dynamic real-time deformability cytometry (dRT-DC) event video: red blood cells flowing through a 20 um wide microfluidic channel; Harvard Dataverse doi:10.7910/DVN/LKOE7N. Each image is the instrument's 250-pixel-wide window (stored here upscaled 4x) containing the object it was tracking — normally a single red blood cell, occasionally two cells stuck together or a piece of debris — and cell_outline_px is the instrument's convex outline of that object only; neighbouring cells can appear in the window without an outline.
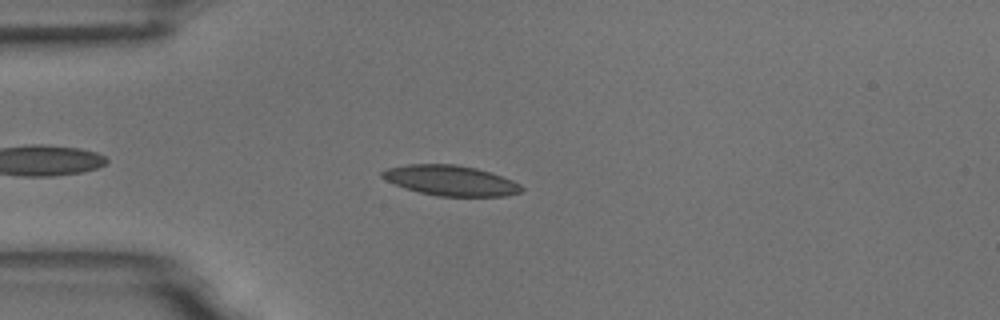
{"species": "common noctule bat (a hibernating species)", "species_latin": "Nyctalus noctula", "temperature_condition": "room temperature", "stored_images_in_passage": 41, "camera_frame_rate_fps": 3000, "um_per_image_px": 0.085, "animal": {"sex": "male", "body_mass_g": 18.8}, "frame": {"image": 1, "passage_image": 4, "time_ms": 1.0, "image_size_px": [1000, 320], "cell_outline_px": [[524, 188], [520, 192], [504, 196], [436, 196], [404, 188], [380, 176], [380, 172], [388, 168], [408, 164], [456, 164], [476, 168], [512, 180], [520, 184]], "centroid_in_image_um": [38.29, 15.34], "position_along_channel_um": 46.7, "area_um2": 24.33}}
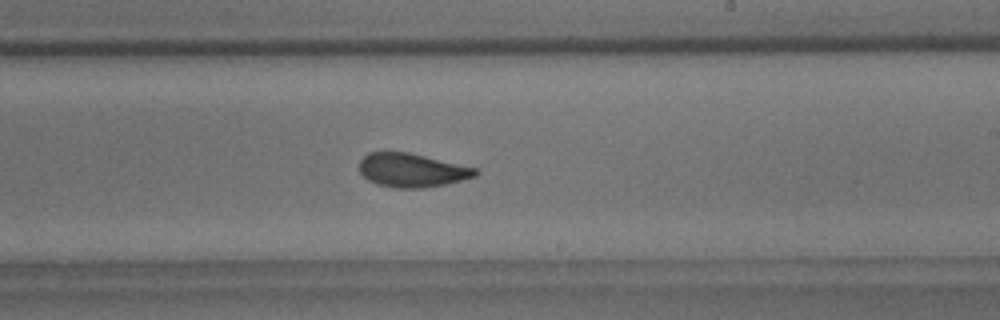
{"frame": {"image": 2, "passage_image": 22, "time_ms": 7.0, "image_size_px": [1000, 320], "cell_outline_px": [[480, 172], [476, 176], [444, 184], [424, 188], [396, 188], [376, 184], [368, 180], [360, 172], [360, 160], [368, 152], [408, 152], [476, 168]], "centroid_in_image_um": [34.99, 14.47], "position_along_channel_um": 254.0, "area_um2": 22.66}}
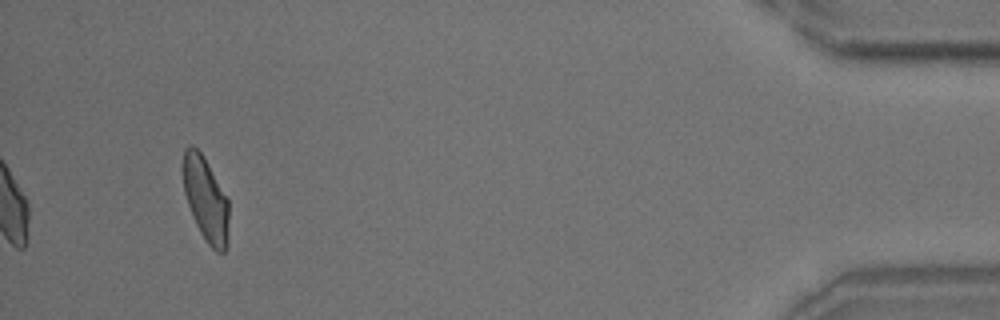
{"frame": {"image": 3, "passage_image": 41, "time_ms": 13.333, "image_size_px": [1000, 320], "cell_outline_px": [[228, 244], [224, 252], [216, 252], [208, 244], [200, 232], [196, 224], [188, 204], [184, 192], [180, 164], [184, 148], [192, 144], [204, 156], [228, 200]], "centroid_in_image_um": [17.45, 16.88], "position_along_channel_um": 417.8, "area_um2": 22.83}, "authors_computed_cell_mechanics": {"area_um2": 23.2934, "velocity_mm_per_s": 3.711, "shape_relaxation_time_tau1_ms": 3.8152, "shape_relaxation_time_tau2_ms": 1.891, "deformation_change_tau1": 0.1306, "deformation_change_tau2": 0.0805}}